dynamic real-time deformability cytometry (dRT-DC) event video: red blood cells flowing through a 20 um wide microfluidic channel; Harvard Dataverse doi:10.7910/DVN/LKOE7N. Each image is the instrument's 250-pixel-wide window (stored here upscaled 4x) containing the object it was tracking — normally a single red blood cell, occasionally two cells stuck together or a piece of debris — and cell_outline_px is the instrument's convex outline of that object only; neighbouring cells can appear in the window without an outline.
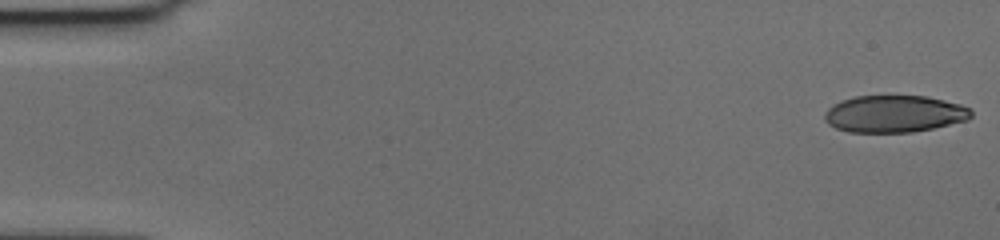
{"species": "human", "species_latin": "Homo sapiens", "temperature_condition": "cold", "stored_images_in_passage": 56, "camera_frame_rate_fps": 3000, "um_per_image_px": 0.085, "donor": {"sex": "female"}, "frame": {"image": 1, "passage_image": 1, "time_ms": 0.0, "image_size_px": [1000, 240], "cell_outline_px": [[972, 116], [968, 120], [932, 128], [912, 132], [848, 132], [836, 128], [828, 124], [824, 120], [824, 112], [832, 104], [840, 100], [856, 96], [928, 96], [960, 104], [972, 108]], "centroid_in_image_um": [76.01, 9.67], "position_along_channel_um": 9.0, "area_um2": 31.85}}
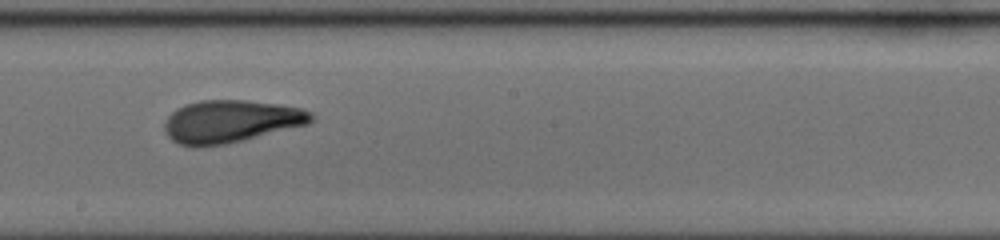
{"frame": {"image": 2, "passage_image": 32, "time_ms": 10.333, "image_size_px": [1000, 240], "cell_outline_px": [[316, 120], [308, 124], [244, 140], [224, 144], [180, 144], [172, 140], [164, 132], [164, 124], [168, 116], [176, 108], [184, 104], [200, 100], [248, 100], [280, 104], [304, 108], [312, 112], [316, 116]], "centroid_in_image_um": [19.69, 10.28], "position_along_channel_um": 228.5, "area_um2": 36.3}}
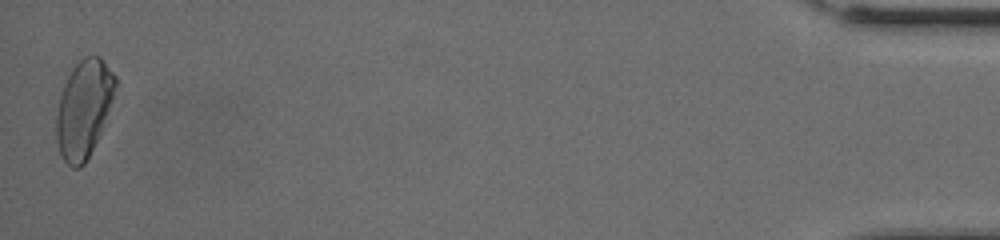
{"frame": {"image": 3, "passage_image": 56, "time_ms": 18.333, "image_size_px": [1000, 240], "cell_outline_px": [[116, 84], [112, 100], [100, 132], [84, 164], [80, 168], [72, 168], [64, 160], [60, 152], [56, 140], [56, 116], [60, 96], [64, 84], [72, 68], [84, 56], [100, 56], [116, 76]], "centroid_in_image_um": [7.1, 9.23], "position_along_channel_um": 428.1, "area_um2": 33.0}, "authors_computed_cell_mechanics": {"area_um2": 34.5355, "velocity_mm_per_s": 3.6393, "shape_relaxation_time_tau1_ms": 6.1652, "shape_relaxation_time_tau2_ms": 2.2382, "deformation_change_tau1": 0.1716, "deformation_change_tau2": 0.0861}}